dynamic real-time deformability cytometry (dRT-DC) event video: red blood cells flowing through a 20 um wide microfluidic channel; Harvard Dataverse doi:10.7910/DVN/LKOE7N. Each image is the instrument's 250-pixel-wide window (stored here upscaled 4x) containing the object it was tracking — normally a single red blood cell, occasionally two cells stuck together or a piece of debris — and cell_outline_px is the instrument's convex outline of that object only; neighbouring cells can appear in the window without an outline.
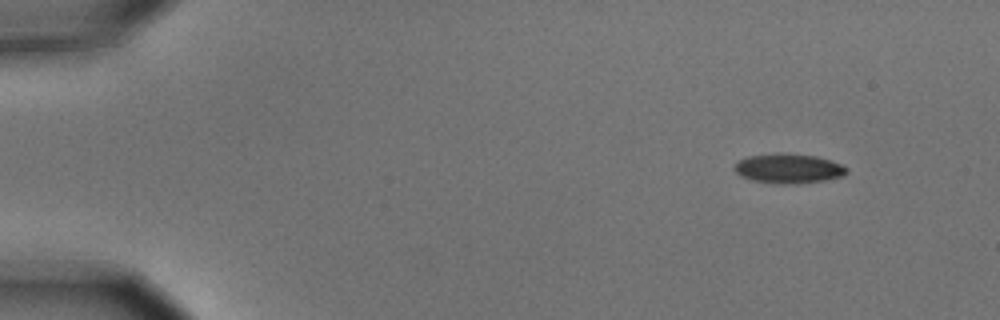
{"species": "common noctule bat (a hibernating species)", "species_latin": "Nyctalus noctula", "temperature_condition": "cold", "stored_images_in_passage": 4, "camera_frame_rate_fps": 3000, "um_per_image_px": 0.085, "animal": {"sex": "male", "body_mass_g": 15.6}, "frame": {"image": 1, "passage_image": 1, "time_ms": 0.0, "image_size_px": [1000, 320], "cell_outline_px": [[848, 172], [844, 176], [824, 180], [788, 184], [776, 184], [752, 180], [740, 176], [732, 168], [736, 160], [748, 156], [780, 152], [816, 156], [840, 164], [848, 168]], "centroid_in_image_um": [66.96, 14.31], "position_along_channel_um": 18.0, "area_um2": 19.54}}
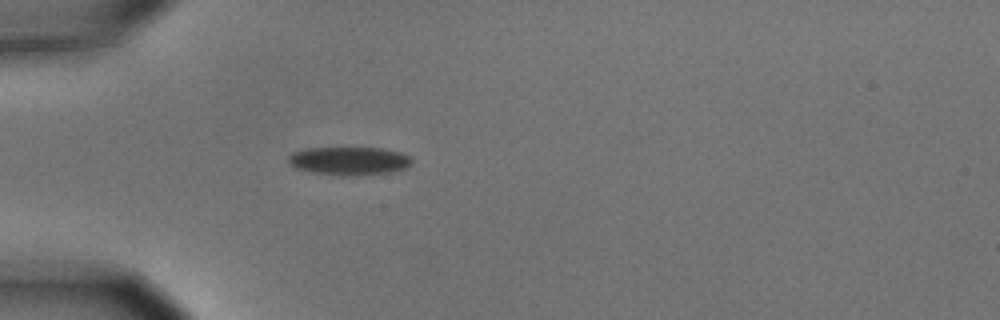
{"frame": {"image": 2, "passage_image": 4, "time_ms": 1.0, "image_size_px": [1000, 320], "cell_outline_px": [[412, 164], [404, 168], [392, 172], [312, 172], [296, 168], [288, 164], [288, 156], [292, 152], [304, 148], [380, 148], [400, 152], [408, 156], [412, 160]], "centroid_in_image_um": [29.63, 13.6], "position_along_channel_um": 55.4, "area_um2": 19.13}}